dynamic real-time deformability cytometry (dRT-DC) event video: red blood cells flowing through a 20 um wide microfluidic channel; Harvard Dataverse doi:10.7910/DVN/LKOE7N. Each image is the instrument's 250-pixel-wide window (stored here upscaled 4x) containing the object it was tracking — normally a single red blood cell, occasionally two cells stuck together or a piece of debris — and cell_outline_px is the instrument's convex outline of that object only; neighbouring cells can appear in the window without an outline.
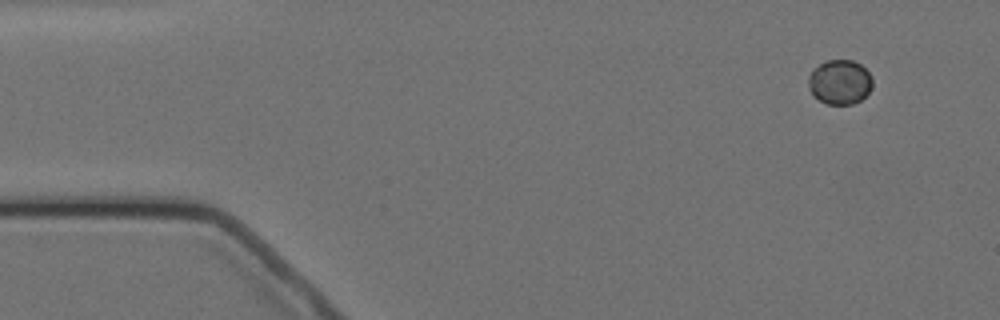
{"species": "Egyptian fruit bat (a non-hibernating species)", "species_latin": "Rousettus aegyptiacus", "temperature_condition": "cold", "stored_images_in_passage": 5, "segment_of_instrument_passage": [2, 2], "camera_frame_rate_fps": 3000, "um_per_image_px": 0.085, "animal": {"sex": "female"}, "frame": {"image": 1, "passage_image": 5, "time_ms": 5.667, "image_size_px": [1000, 320], "cell_outline_px": [[872, 88], [860, 100], [852, 104], [828, 104], [812, 96], [808, 88], [808, 76], [820, 64], [828, 60], [852, 60], [860, 64], [872, 76]], "centroid_in_image_um": [71.38, 6.98], "position_along_channel_um": 13.6, "area_um2": 16.59}}